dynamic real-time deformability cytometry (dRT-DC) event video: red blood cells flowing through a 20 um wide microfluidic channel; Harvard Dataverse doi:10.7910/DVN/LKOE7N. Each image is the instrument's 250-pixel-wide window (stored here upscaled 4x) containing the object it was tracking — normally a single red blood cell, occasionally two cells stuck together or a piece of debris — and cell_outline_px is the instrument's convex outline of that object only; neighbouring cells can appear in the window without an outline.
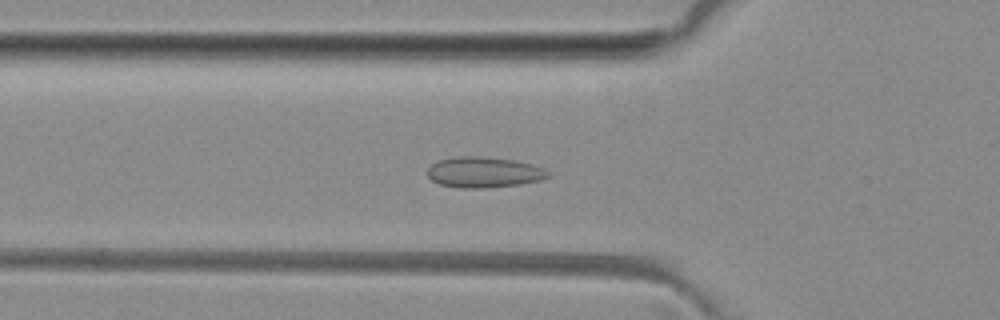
{"species": "common noctule bat (a hibernating species)", "species_latin": "Nyctalus noctula", "temperature_condition": "room temperature", "stored_images_in_passage": 50, "camera_frame_rate_fps": 3000, "um_per_image_px": 0.085, "animal": {"sex": "female", "body_mass_g": 29.2, "forearm_length_mm": 56.3}, "frame": {"image": 1, "passage_image": 17, "time_ms": 5.333, "image_size_px": [1000, 320], "cell_outline_px": [[548, 176], [540, 180], [520, 184], [484, 188], [460, 188], [440, 184], [432, 180], [428, 176], [428, 168], [436, 160], [456, 156], [480, 156], [516, 160], [532, 164], [544, 168], [548, 172]], "centroid_in_image_um": [41.11, 14.63], "position_along_channel_um": 84.7, "area_um2": 21.62}}
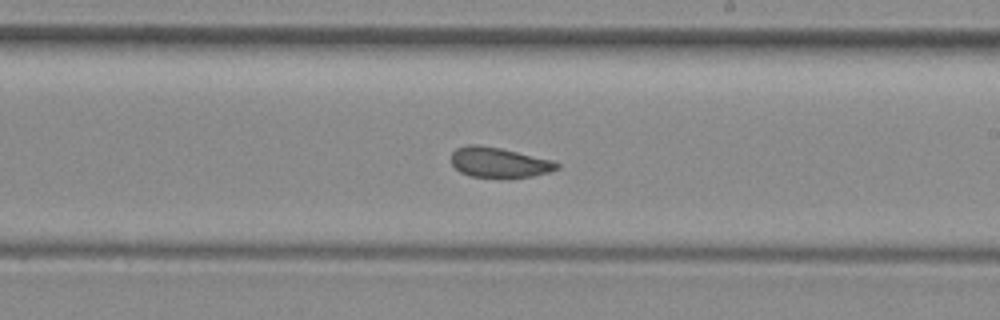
{"frame": {"image": 2, "passage_image": 29, "time_ms": 9.333, "image_size_px": [1000, 320], "cell_outline_px": [[560, 168], [552, 172], [532, 176], [472, 176], [460, 172], [452, 164], [452, 152], [456, 148], [468, 144], [476, 144], [500, 148], [552, 160], [560, 164]], "centroid_in_image_um": [42.44, 13.78], "position_along_channel_um": 246.6, "area_um2": 18.21}}
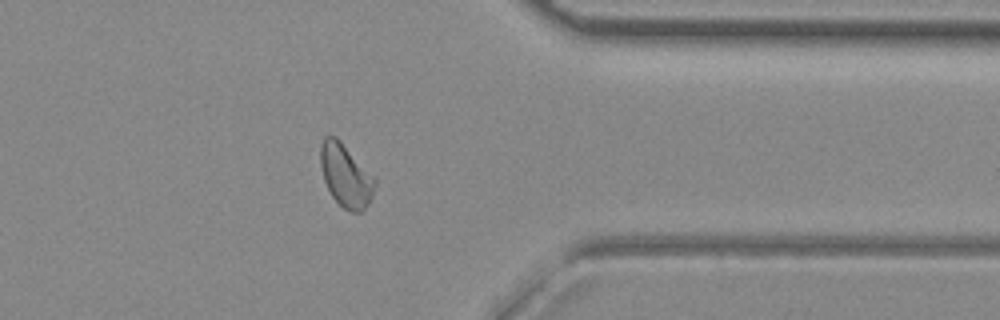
{"frame": {"image": 3, "passage_image": 40, "time_ms": 13.0, "image_size_px": [1000, 320], "cell_outline_px": [[376, 184], [372, 196], [368, 204], [360, 212], [352, 212], [344, 208], [332, 196], [324, 180], [320, 164], [320, 144], [324, 136], [336, 136], [340, 140], [376, 180]], "centroid_in_image_um": [29.36, 14.91], "position_along_channel_um": 382.0, "area_um2": 19.59}, "authors_computed_cell_mechanics": {"area_um2": 19.8832, "velocity_mm_per_s": 4.0439, "shape_relaxation_time_tau1_ms": null, "shape_relaxation_time_tau2_ms": 1.6143, "deformation_change_tau1": null, "deformation_change_tau2": 0.0531}}